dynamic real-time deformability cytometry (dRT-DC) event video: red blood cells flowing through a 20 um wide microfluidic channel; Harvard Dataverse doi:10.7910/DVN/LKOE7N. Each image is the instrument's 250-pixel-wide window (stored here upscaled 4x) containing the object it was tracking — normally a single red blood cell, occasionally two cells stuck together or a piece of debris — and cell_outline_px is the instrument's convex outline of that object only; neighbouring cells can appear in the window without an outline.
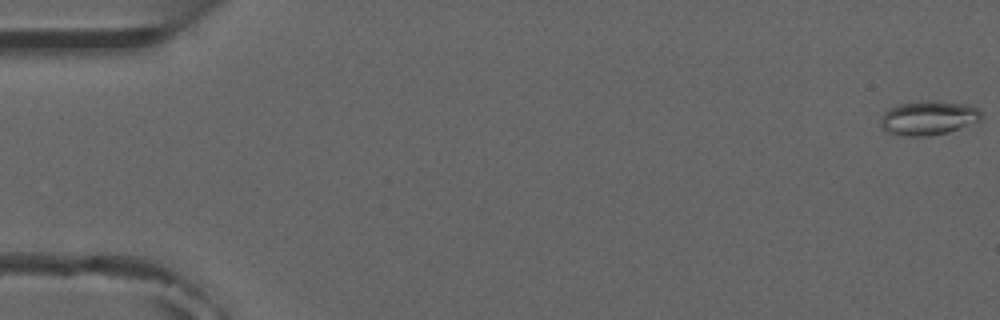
{"species": "common noctule bat (a hibernating species)", "species_latin": "Nyctalus noctula", "temperature_condition": "room temperature", "stored_images_in_passage": 6, "camera_frame_rate_fps": 3000, "um_per_image_px": 0.085, "animal": {"sex": "male", "forearm_length_mm": 52.5}, "frame": {"image": 1, "passage_image": 1, "time_ms": 0.0, "image_size_px": [1000, 320], "cell_outline_px": [[980, 120], [948, 132], [928, 136], [904, 136], [888, 132], [880, 128], [880, 120], [884, 112], [888, 108], [900, 104], [920, 100], [932, 100], [968, 104], [976, 108], [980, 112]], "centroid_in_image_um": [78.86, 10.01], "position_along_channel_um": 6.1, "area_um2": 20.11}}
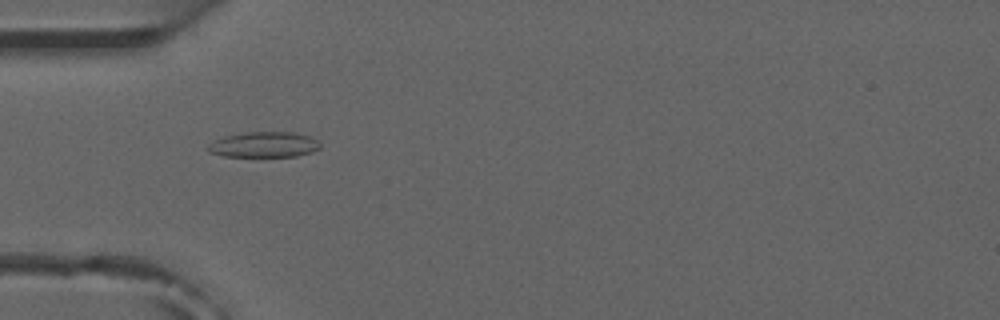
{"frame": {"image": 2, "passage_image": 5, "time_ms": 5.333, "image_size_px": [1000, 320], "cell_outline_px": [[320, 148], [312, 152], [296, 156], [220, 156], [208, 152], [208, 144], [212, 140], [224, 136], [244, 132], [292, 132], [308, 136], [316, 140], [320, 144]], "centroid_in_image_um": [22.38, 12.29], "position_along_channel_um": 62.6, "area_um2": 16.7}}
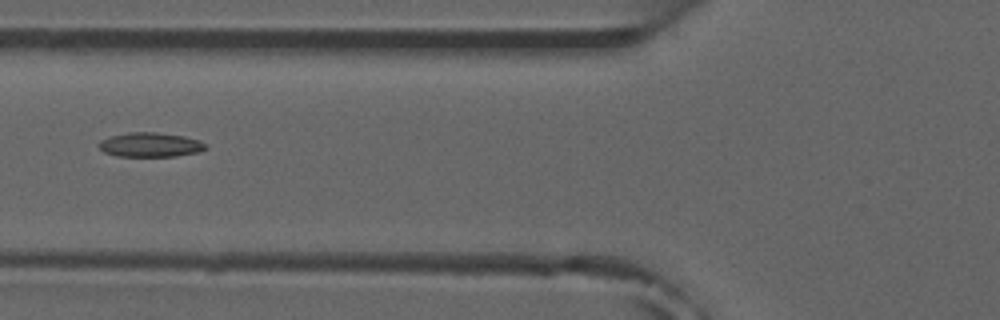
{"frame": {"image": 3, "passage_image": 6, "time_ms": 6.667, "image_size_px": [1000, 320], "cell_outline_px": [[208, 148], [200, 152], [176, 156], [116, 156], [104, 152], [100, 148], [100, 140], [112, 136], [128, 132], [156, 132], [184, 136], [200, 140], [208, 144]], "centroid_in_image_um": [12.84, 12.3], "position_along_channel_um": 113.0, "area_um2": 15.26}}